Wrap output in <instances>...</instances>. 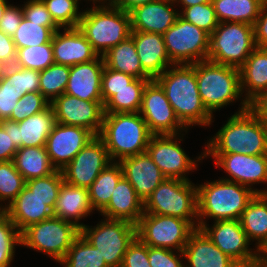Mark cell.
I'll use <instances>...</instances> for the list:
<instances>
[{
    "mask_svg": "<svg viewBox=\"0 0 267 267\" xmlns=\"http://www.w3.org/2000/svg\"><path fill=\"white\" fill-rule=\"evenodd\" d=\"M154 80L163 88L176 116L187 129L193 125L210 126L214 122L199 94L196 63L169 66Z\"/></svg>",
    "mask_w": 267,
    "mask_h": 267,
    "instance_id": "cell-1",
    "label": "cell"
},
{
    "mask_svg": "<svg viewBox=\"0 0 267 267\" xmlns=\"http://www.w3.org/2000/svg\"><path fill=\"white\" fill-rule=\"evenodd\" d=\"M209 140L204 154H267V125L249 108L238 110Z\"/></svg>",
    "mask_w": 267,
    "mask_h": 267,
    "instance_id": "cell-2",
    "label": "cell"
},
{
    "mask_svg": "<svg viewBox=\"0 0 267 267\" xmlns=\"http://www.w3.org/2000/svg\"><path fill=\"white\" fill-rule=\"evenodd\" d=\"M257 193L236 182L218 179L197 186L198 228L209 218L239 220L242 212Z\"/></svg>",
    "mask_w": 267,
    "mask_h": 267,
    "instance_id": "cell-3",
    "label": "cell"
},
{
    "mask_svg": "<svg viewBox=\"0 0 267 267\" xmlns=\"http://www.w3.org/2000/svg\"><path fill=\"white\" fill-rule=\"evenodd\" d=\"M152 136L139 112L104 113L98 135L113 162H120L127 157L146 152Z\"/></svg>",
    "mask_w": 267,
    "mask_h": 267,
    "instance_id": "cell-4",
    "label": "cell"
},
{
    "mask_svg": "<svg viewBox=\"0 0 267 267\" xmlns=\"http://www.w3.org/2000/svg\"><path fill=\"white\" fill-rule=\"evenodd\" d=\"M78 28L98 56L129 38L132 32L130 14L109 4L83 10Z\"/></svg>",
    "mask_w": 267,
    "mask_h": 267,
    "instance_id": "cell-5",
    "label": "cell"
},
{
    "mask_svg": "<svg viewBox=\"0 0 267 267\" xmlns=\"http://www.w3.org/2000/svg\"><path fill=\"white\" fill-rule=\"evenodd\" d=\"M196 80L201 100L212 116L243 96L239 68L200 61L196 63Z\"/></svg>",
    "mask_w": 267,
    "mask_h": 267,
    "instance_id": "cell-6",
    "label": "cell"
},
{
    "mask_svg": "<svg viewBox=\"0 0 267 267\" xmlns=\"http://www.w3.org/2000/svg\"><path fill=\"white\" fill-rule=\"evenodd\" d=\"M144 213L179 217L198 228L197 185L166 178L144 202Z\"/></svg>",
    "mask_w": 267,
    "mask_h": 267,
    "instance_id": "cell-7",
    "label": "cell"
},
{
    "mask_svg": "<svg viewBox=\"0 0 267 267\" xmlns=\"http://www.w3.org/2000/svg\"><path fill=\"white\" fill-rule=\"evenodd\" d=\"M255 48L254 26L222 22L210 34L208 60L240 68Z\"/></svg>",
    "mask_w": 267,
    "mask_h": 267,
    "instance_id": "cell-8",
    "label": "cell"
},
{
    "mask_svg": "<svg viewBox=\"0 0 267 267\" xmlns=\"http://www.w3.org/2000/svg\"><path fill=\"white\" fill-rule=\"evenodd\" d=\"M80 234L99 249L109 267H121L126 250L137 237V228L126 220L104 218L94 227L84 225Z\"/></svg>",
    "mask_w": 267,
    "mask_h": 267,
    "instance_id": "cell-9",
    "label": "cell"
},
{
    "mask_svg": "<svg viewBox=\"0 0 267 267\" xmlns=\"http://www.w3.org/2000/svg\"><path fill=\"white\" fill-rule=\"evenodd\" d=\"M79 235L80 228L74 223L53 216L24 229L20 245L43 252L59 263Z\"/></svg>",
    "mask_w": 267,
    "mask_h": 267,
    "instance_id": "cell-10",
    "label": "cell"
},
{
    "mask_svg": "<svg viewBox=\"0 0 267 267\" xmlns=\"http://www.w3.org/2000/svg\"><path fill=\"white\" fill-rule=\"evenodd\" d=\"M167 54L174 65L208 60L210 35L180 16L163 34Z\"/></svg>",
    "mask_w": 267,
    "mask_h": 267,
    "instance_id": "cell-11",
    "label": "cell"
},
{
    "mask_svg": "<svg viewBox=\"0 0 267 267\" xmlns=\"http://www.w3.org/2000/svg\"><path fill=\"white\" fill-rule=\"evenodd\" d=\"M137 237L146 245L182 251L195 228L179 217L143 213L136 224Z\"/></svg>",
    "mask_w": 267,
    "mask_h": 267,
    "instance_id": "cell-12",
    "label": "cell"
},
{
    "mask_svg": "<svg viewBox=\"0 0 267 267\" xmlns=\"http://www.w3.org/2000/svg\"><path fill=\"white\" fill-rule=\"evenodd\" d=\"M179 135H153L146 152L166 178L188 181L186 174L189 175L188 172L197 169V162L203 160L204 153L196 157L197 160L190 159L180 145L184 134Z\"/></svg>",
    "mask_w": 267,
    "mask_h": 267,
    "instance_id": "cell-13",
    "label": "cell"
},
{
    "mask_svg": "<svg viewBox=\"0 0 267 267\" xmlns=\"http://www.w3.org/2000/svg\"><path fill=\"white\" fill-rule=\"evenodd\" d=\"M139 113L153 135H177L187 128L169 103L163 88L153 79L143 91Z\"/></svg>",
    "mask_w": 267,
    "mask_h": 267,
    "instance_id": "cell-14",
    "label": "cell"
},
{
    "mask_svg": "<svg viewBox=\"0 0 267 267\" xmlns=\"http://www.w3.org/2000/svg\"><path fill=\"white\" fill-rule=\"evenodd\" d=\"M207 223L200 229L226 255L233 259L240 267H251L256 259V248H249L245 231L240 220L214 221L210 228Z\"/></svg>",
    "mask_w": 267,
    "mask_h": 267,
    "instance_id": "cell-15",
    "label": "cell"
},
{
    "mask_svg": "<svg viewBox=\"0 0 267 267\" xmlns=\"http://www.w3.org/2000/svg\"><path fill=\"white\" fill-rule=\"evenodd\" d=\"M55 114L56 123L79 126L98 136L104 118L102 101H86L66 93L50 103Z\"/></svg>",
    "mask_w": 267,
    "mask_h": 267,
    "instance_id": "cell-16",
    "label": "cell"
},
{
    "mask_svg": "<svg viewBox=\"0 0 267 267\" xmlns=\"http://www.w3.org/2000/svg\"><path fill=\"white\" fill-rule=\"evenodd\" d=\"M111 162L104 142L95 136L61 171L66 183L88 189Z\"/></svg>",
    "mask_w": 267,
    "mask_h": 267,
    "instance_id": "cell-17",
    "label": "cell"
},
{
    "mask_svg": "<svg viewBox=\"0 0 267 267\" xmlns=\"http://www.w3.org/2000/svg\"><path fill=\"white\" fill-rule=\"evenodd\" d=\"M212 156L215 165L230 176L221 179L236 182L253 189L257 194H267V190L254 189V184L267 183V154H204V158Z\"/></svg>",
    "mask_w": 267,
    "mask_h": 267,
    "instance_id": "cell-18",
    "label": "cell"
},
{
    "mask_svg": "<svg viewBox=\"0 0 267 267\" xmlns=\"http://www.w3.org/2000/svg\"><path fill=\"white\" fill-rule=\"evenodd\" d=\"M94 137L83 127L56 123L45 145L52 165L56 170H62Z\"/></svg>",
    "mask_w": 267,
    "mask_h": 267,
    "instance_id": "cell-19",
    "label": "cell"
},
{
    "mask_svg": "<svg viewBox=\"0 0 267 267\" xmlns=\"http://www.w3.org/2000/svg\"><path fill=\"white\" fill-rule=\"evenodd\" d=\"M58 29L51 40L54 62L65 66L93 61L98 54L93 50L91 43L78 28Z\"/></svg>",
    "mask_w": 267,
    "mask_h": 267,
    "instance_id": "cell-20",
    "label": "cell"
},
{
    "mask_svg": "<svg viewBox=\"0 0 267 267\" xmlns=\"http://www.w3.org/2000/svg\"><path fill=\"white\" fill-rule=\"evenodd\" d=\"M123 176L143 202L166 179L147 152L122 159Z\"/></svg>",
    "mask_w": 267,
    "mask_h": 267,
    "instance_id": "cell-21",
    "label": "cell"
},
{
    "mask_svg": "<svg viewBox=\"0 0 267 267\" xmlns=\"http://www.w3.org/2000/svg\"><path fill=\"white\" fill-rule=\"evenodd\" d=\"M173 0H154L132 9V31L164 34L176 21L179 11L173 7Z\"/></svg>",
    "mask_w": 267,
    "mask_h": 267,
    "instance_id": "cell-22",
    "label": "cell"
},
{
    "mask_svg": "<svg viewBox=\"0 0 267 267\" xmlns=\"http://www.w3.org/2000/svg\"><path fill=\"white\" fill-rule=\"evenodd\" d=\"M104 67L103 56L71 66L65 93L86 101H102L101 77Z\"/></svg>",
    "mask_w": 267,
    "mask_h": 267,
    "instance_id": "cell-23",
    "label": "cell"
},
{
    "mask_svg": "<svg viewBox=\"0 0 267 267\" xmlns=\"http://www.w3.org/2000/svg\"><path fill=\"white\" fill-rule=\"evenodd\" d=\"M185 267H240L224 254L200 229L196 228L182 250Z\"/></svg>",
    "mask_w": 267,
    "mask_h": 267,
    "instance_id": "cell-24",
    "label": "cell"
},
{
    "mask_svg": "<svg viewBox=\"0 0 267 267\" xmlns=\"http://www.w3.org/2000/svg\"><path fill=\"white\" fill-rule=\"evenodd\" d=\"M131 37L143 70L152 79H156L169 66L174 65L167 54L162 34L132 31Z\"/></svg>",
    "mask_w": 267,
    "mask_h": 267,
    "instance_id": "cell-25",
    "label": "cell"
},
{
    "mask_svg": "<svg viewBox=\"0 0 267 267\" xmlns=\"http://www.w3.org/2000/svg\"><path fill=\"white\" fill-rule=\"evenodd\" d=\"M239 70L242 94L245 92L239 107L243 112L255 97L267 89V49L256 47Z\"/></svg>",
    "mask_w": 267,
    "mask_h": 267,
    "instance_id": "cell-26",
    "label": "cell"
},
{
    "mask_svg": "<svg viewBox=\"0 0 267 267\" xmlns=\"http://www.w3.org/2000/svg\"><path fill=\"white\" fill-rule=\"evenodd\" d=\"M3 212L16 225L20 233L32 224L54 216L53 210L45 204V201L34 195L27 186Z\"/></svg>",
    "mask_w": 267,
    "mask_h": 267,
    "instance_id": "cell-27",
    "label": "cell"
},
{
    "mask_svg": "<svg viewBox=\"0 0 267 267\" xmlns=\"http://www.w3.org/2000/svg\"><path fill=\"white\" fill-rule=\"evenodd\" d=\"M100 213L105 218L126 220L136 225L144 213V202L123 176L112 192L110 202Z\"/></svg>",
    "mask_w": 267,
    "mask_h": 267,
    "instance_id": "cell-28",
    "label": "cell"
},
{
    "mask_svg": "<svg viewBox=\"0 0 267 267\" xmlns=\"http://www.w3.org/2000/svg\"><path fill=\"white\" fill-rule=\"evenodd\" d=\"M93 210L87 188L73 186L65 181L62 183L53 209L54 217L72 222L81 228L85 224L79 221L93 213Z\"/></svg>",
    "mask_w": 267,
    "mask_h": 267,
    "instance_id": "cell-29",
    "label": "cell"
},
{
    "mask_svg": "<svg viewBox=\"0 0 267 267\" xmlns=\"http://www.w3.org/2000/svg\"><path fill=\"white\" fill-rule=\"evenodd\" d=\"M105 66L109 69L122 72L139 79H152L140 63L133 38L126 40L112 47L104 55Z\"/></svg>",
    "mask_w": 267,
    "mask_h": 267,
    "instance_id": "cell-30",
    "label": "cell"
},
{
    "mask_svg": "<svg viewBox=\"0 0 267 267\" xmlns=\"http://www.w3.org/2000/svg\"><path fill=\"white\" fill-rule=\"evenodd\" d=\"M19 123V148L42 147L56 124L51 105L45 110L25 118Z\"/></svg>",
    "mask_w": 267,
    "mask_h": 267,
    "instance_id": "cell-31",
    "label": "cell"
},
{
    "mask_svg": "<svg viewBox=\"0 0 267 267\" xmlns=\"http://www.w3.org/2000/svg\"><path fill=\"white\" fill-rule=\"evenodd\" d=\"M13 162L26 181L45 177L56 171L45 146L20 147L14 155Z\"/></svg>",
    "mask_w": 267,
    "mask_h": 267,
    "instance_id": "cell-32",
    "label": "cell"
},
{
    "mask_svg": "<svg viewBox=\"0 0 267 267\" xmlns=\"http://www.w3.org/2000/svg\"><path fill=\"white\" fill-rule=\"evenodd\" d=\"M239 220L248 240L261 245L267 239V194H256Z\"/></svg>",
    "mask_w": 267,
    "mask_h": 267,
    "instance_id": "cell-33",
    "label": "cell"
},
{
    "mask_svg": "<svg viewBox=\"0 0 267 267\" xmlns=\"http://www.w3.org/2000/svg\"><path fill=\"white\" fill-rule=\"evenodd\" d=\"M219 23L237 22L254 26L263 0H211Z\"/></svg>",
    "mask_w": 267,
    "mask_h": 267,
    "instance_id": "cell-34",
    "label": "cell"
},
{
    "mask_svg": "<svg viewBox=\"0 0 267 267\" xmlns=\"http://www.w3.org/2000/svg\"><path fill=\"white\" fill-rule=\"evenodd\" d=\"M123 177V170L119 162L109 163L88 188L91 206L99 213L110 202L111 194L117 183Z\"/></svg>",
    "mask_w": 267,
    "mask_h": 267,
    "instance_id": "cell-35",
    "label": "cell"
},
{
    "mask_svg": "<svg viewBox=\"0 0 267 267\" xmlns=\"http://www.w3.org/2000/svg\"><path fill=\"white\" fill-rule=\"evenodd\" d=\"M153 79L136 78L126 88L116 91L105 104L104 113L139 112L146 84Z\"/></svg>",
    "mask_w": 267,
    "mask_h": 267,
    "instance_id": "cell-36",
    "label": "cell"
},
{
    "mask_svg": "<svg viewBox=\"0 0 267 267\" xmlns=\"http://www.w3.org/2000/svg\"><path fill=\"white\" fill-rule=\"evenodd\" d=\"M59 263L63 267H109L99 249L93 247L81 234Z\"/></svg>",
    "mask_w": 267,
    "mask_h": 267,
    "instance_id": "cell-37",
    "label": "cell"
},
{
    "mask_svg": "<svg viewBox=\"0 0 267 267\" xmlns=\"http://www.w3.org/2000/svg\"><path fill=\"white\" fill-rule=\"evenodd\" d=\"M60 27H45L41 23L31 22L24 16L12 39L16 49L37 46L51 42L54 33Z\"/></svg>",
    "mask_w": 267,
    "mask_h": 267,
    "instance_id": "cell-38",
    "label": "cell"
},
{
    "mask_svg": "<svg viewBox=\"0 0 267 267\" xmlns=\"http://www.w3.org/2000/svg\"><path fill=\"white\" fill-rule=\"evenodd\" d=\"M69 73V66L56 63L40 71L39 91L50 103L65 93Z\"/></svg>",
    "mask_w": 267,
    "mask_h": 267,
    "instance_id": "cell-39",
    "label": "cell"
},
{
    "mask_svg": "<svg viewBox=\"0 0 267 267\" xmlns=\"http://www.w3.org/2000/svg\"><path fill=\"white\" fill-rule=\"evenodd\" d=\"M26 186V180L15 168L13 160L0 162V202L5 201L7 205L0 204V211H3L18 196ZM3 206V207H2Z\"/></svg>",
    "mask_w": 267,
    "mask_h": 267,
    "instance_id": "cell-40",
    "label": "cell"
},
{
    "mask_svg": "<svg viewBox=\"0 0 267 267\" xmlns=\"http://www.w3.org/2000/svg\"><path fill=\"white\" fill-rule=\"evenodd\" d=\"M51 42L17 49L14 65L26 69L42 71L54 64Z\"/></svg>",
    "mask_w": 267,
    "mask_h": 267,
    "instance_id": "cell-41",
    "label": "cell"
},
{
    "mask_svg": "<svg viewBox=\"0 0 267 267\" xmlns=\"http://www.w3.org/2000/svg\"><path fill=\"white\" fill-rule=\"evenodd\" d=\"M54 22L61 28L78 27L83 11H78L79 0H43Z\"/></svg>",
    "mask_w": 267,
    "mask_h": 267,
    "instance_id": "cell-42",
    "label": "cell"
},
{
    "mask_svg": "<svg viewBox=\"0 0 267 267\" xmlns=\"http://www.w3.org/2000/svg\"><path fill=\"white\" fill-rule=\"evenodd\" d=\"M63 182L62 171L56 170L48 176L27 180L26 186L53 210Z\"/></svg>",
    "mask_w": 267,
    "mask_h": 267,
    "instance_id": "cell-43",
    "label": "cell"
},
{
    "mask_svg": "<svg viewBox=\"0 0 267 267\" xmlns=\"http://www.w3.org/2000/svg\"><path fill=\"white\" fill-rule=\"evenodd\" d=\"M17 244H21L20 232L10 218L0 211V267L11 265Z\"/></svg>",
    "mask_w": 267,
    "mask_h": 267,
    "instance_id": "cell-44",
    "label": "cell"
},
{
    "mask_svg": "<svg viewBox=\"0 0 267 267\" xmlns=\"http://www.w3.org/2000/svg\"><path fill=\"white\" fill-rule=\"evenodd\" d=\"M179 16L204 30L209 35L214 32L219 24L212 2L183 8L182 11L179 12Z\"/></svg>",
    "mask_w": 267,
    "mask_h": 267,
    "instance_id": "cell-45",
    "label": "cell"
},
{
    "mask_svg": "<svg viewBox=\"0 0 267 267\" xmlns=\"http://www.w3.org/2000/svg\"><path fill=\"white\" fill-rule=\"evenodd\" d=\"M22 96L14 87V65L8 66L0 78V121L8 120Z\"/></svg>",
    "mask_w": 267,
    "mask_h": 267,
    "instance_id": "cell-46",
    "label": "cell"
},
{
    "mask_svg": "<svg viewBox=\"0 0 267 267\" xmlns=\"http://www.w3.org/2000/svg\"><path fill=\"white\" fill-rule=\"evenodd\" d=\"M50 102L40 91L26 93L17 102L8 120L20 122L25 118L45 110Z\"/></svg>",
    "mask_w": 267,
    "mask_h": 267,
    "instance_id": "cell-47",
    "label": "cell"
},
{
    "mask_svg": "<svg viewBox=\"0 0 267 267\" xmlns=\"http://www.w3.org/2000/svg\"><path fill=\"white\" fill-rule=\"evenodd\" d=\"M135 79L136 78L130 75L109 69L105 66L101 77V95L103 104L116 94V91L126 88L127 85Z\"/></svg>",
    "mask_w": 267,
    "mask_h": 267,
    "instance_id": "cell-48",
    "label": "cell"
},
{
    "mask_svg": "<svg viewBox=\"0 0 267 267\" xmlns=\"http://www.w3.org/2000/svg\"><path fill=\"white\" fill-rule=\"evenodd\" d=\"M183 257L182 251L148 246V258L151 267H185L181 259Z\"/></svg>",
    "mask_w": 267,
    "mask_h": 267,
    "instance_id": "cell-49",
    "label": "cell"
},
{
    "mask_svg": "<svg viewBox=\"0 0 267 267\" xmlns=\"http://www.w3.org/2000/svg\"><path fill=\"white\" fill-rule=\"evenodd\" d=\"M40 71L17 67L14 65V87L21 96L39 91Z\"/></svg>",
    "mask_w": 267,
    "mask_h": 267,
    "instance_id": "cell-50",
    "label": "cell"
},
{
    "mask_svg": "<svg viewBox=\"0 0 267 267\" xmlns=\"http://www.w3.org/2000/svg\"><path fill=\"white\" fill-rule=\"evenodd\" d=\"M24 17L31 22L41 23L45 27H59L53 20L43 0H27L23 4Z\"/></svg>",
    "mask_w": 267,
    "mask_h": 267,
    "instance_id": "cell-51",
    "label": "cell"
},
{
    "mask_svg": "<svg viewBox=\"0 0 267 267\" xmlns=\"http://www.w3.org/2000/svg\"><path fill=\"white\" fill-rule=\"evenodd\" d=\"M121 267H151L148 258V245L136 237L126 250Z\"/></svg>",
    "mask_w": 267,
    "mask_h": 267,
    "instance_id": "cell-52",
    "label": "cell"
},
{
    "mask_svg": "<svg viewBox=\"0 0 267 267\" xmlns=\"http://www.w3.org/2000/svg\"><path fill=\"white\" fill-rule=\"evenodd\" d=\"M23 16L22 7L10 4L4 11L3 17L0 20V31L12 37L20 25Z\"/></svg>",
    "mask_w": 267,
    "mask_h": 267,
    "instance_id": "cell-53",
    "label": "cell"
},
{
    "mask_svg": "<svg viewBox=\"0 0 267 267\" xmlns=\"http://www.w3.org/2000/svg\"><path fill=\"white\" fill-rule=\"evenodd\" d=\"M17 150L10 137V120L0 121V162L13 160Z\"/></svg>",
    "mask_w": 267,
    "mask_h": 267,
    "instance_id": "cell-54",
    "label": "cell"
},
{
    "mask_svg": "<svg viewBox=\"0 0 267 267\" xmlns=\"http://www.w3.org/2000/svg\"><path fill=\"white\" fill-rule=\"evenodd\" d=\"M254 35L256 47L267 49V4H263L260 15L256 19Z\"/></svg>",
    "mask_w": 267,
    "mask_h": 267,
    "instance_id": "cell-55",
    "label": "cell"
},
{
    "mask_svg": "<svg viewBox=\"0 0 267 267\" xmlns=\"http://www.w3.org/2000/svg\"><path fill=\"white\" fill-rule=\"evenodd\" d=\"M17 49L11 36L0 31V59L8 66L14 65Z\"/></svg>",
    "mask_w": 267,
    "mask_h": 267,
    "instance_id": "cell-56",
    "label": "cell"
},
{
    "mask_svg": "<svg viewBox=\"0 0 267 267\" xmlns=\"http://www.w3.org/2000/svg\"><path fill=\"white\" fill-rule=\"evenodd\" d=\"M249 109L267 125V89L249 103Z\"/></svg>",
    "mask_w": 267,
    "mask_h": 267,
    "instance_id": "cell-57",
    "label": "cell"
},
{
    "mask_svg": "<svg viewBox=\"0 0 267 267\" xmlns=\"http://www.w3.org/2000/svg\"><path fill=\"white\" fill-rule=\"evenodd\" d=\"M152 1L154 0H111L109 5L129 13L132 9Z\"/></svg>",
    "mask_w": 267,
    "mask_h": 267,
    "instance_id": "cell-58",
    "label": "cell"
},
{
    "mask_svg": "<svg viewBox=\"0 0 267 267\" xmlns=\"http://www.w3.org/2000/svg\"><path fill=\"white\" fill-rule=\"evenodd\" d=\"M10 137L14 144L19 148V123L10 120Z\"/></svg>",
    "mask_w": 267,
    "mask_h": 267,
    "instance_id": "cell-59",
    "label": "cell"
},
{
    "mask_svg": "<svg viewBox=\"0 0 267 267\" xmlns=\"http://www.w3.org/2000/svg\"><path fill=\"white\" fill-rule=\"evenodd\" d=\"M254 261H267V239L256 248V259Z\"/></svg>",
    "mask_w": 267,
    "mask_h": 267,
    "instance_id": "cell-60",
    "label": "cell"
},
{
    "mask_svg": "<svg viewBox=\"0 0 267 267\" xmlns=\"http://www.w3.org/2000/svg\"><path fill=\"white\" fill-rule=\"evenodd\" d=\"M174 3H176L179 5V3L182 5V9L186 8V7H190L193 5H197V4H202V3H207V2H211V0H173Z\"/></svg>",
    "mask_w": 267,
    "mask_h": 267,
    "instance_id": "cell-61",
    "label": "cell"
},
{
    "mask_svg": "<svg viewBox=\"0 0 267 267\" xmlns=\"http://www.w3.org/2000/svg\"><path fill=\"white\" fill-rule=\"evenodd\" d=\"M9 5L10 4H8L7 0H0V20L3 17L4 11Z\"/></svg>",
    "mask_w": 267,
    "mask_h": 267,
    "instance_id": "cell-62",
    "label": "cell"
},
{
    "mask_svg": "<svg viewBox=\"0 0 267 267\" xmlns=\"http://www.w3.org/2000/svg\"><path fill=\"white\" fill-rule=\"evenodd\" d=\"M8 65L0 59V78L6 73Z\"/></svg>",
    "mask_w": 267,
    "mask_h": 267,
    "instance_id": "cell-63",
    "label": "cell"
},
{
    "mask_svg": "<svg viewBox=\"0 0 267 267\" xmlns=\"http://www.w3.org/2000/svg\"><path fill=\"white\" fill-rule=\"evenodd\" d=\"M251 267H267V261H254Z\"/></svg>",
    "mask_w": 267,
    "mask_h": 267,
    "instance_id": "cell-64",
    "label": "cell"
},
{
    "mask_svg": "<svg viewBox=\"0 0 267 267\" xmlns=\"http://www.w3.org/2000/svg\"><path fill=\"white\" fill-rule=\"evenodd\" d=\"M89 1V0H88ZM93 2V4H110L111 3V0H90ZM108 1V2H107ZM98 2V3H97ZM102 2V3H101Z\"/></svg>",
    "mask_w": 267,
    "mask_h": 267,
    "instance_id": "cell-65",
    "label": "cell"
}]
</instances>
